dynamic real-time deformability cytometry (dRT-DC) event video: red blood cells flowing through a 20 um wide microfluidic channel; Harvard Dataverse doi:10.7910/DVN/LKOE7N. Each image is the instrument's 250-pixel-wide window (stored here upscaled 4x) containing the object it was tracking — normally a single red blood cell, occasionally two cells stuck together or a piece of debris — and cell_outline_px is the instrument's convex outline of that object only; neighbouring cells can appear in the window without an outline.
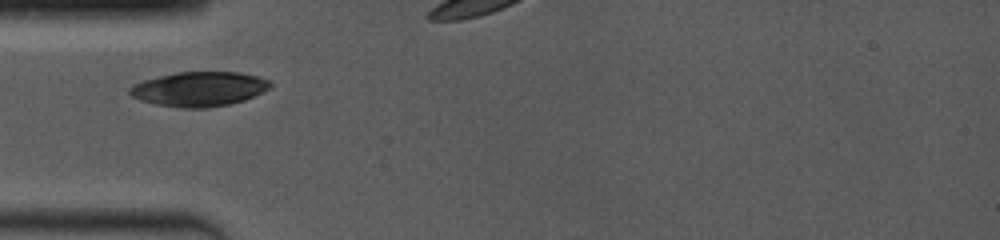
{"species": "common noctule bat (a hibernating species)", "species_latin": "Nyctalus noctula", "temperature_condition": "room temperature", "stored_images_in_passage": 22, "camera_frame_rate_fps": 4000, "um_per_image_px": 0.085, "animal": {"sex": "female", "body_mass_g": 19.0, "forearm_length_mm": 53.3}, "frame": {"image": 1, "passage_image": 1, "time_ms": 0.0, "image_size_px": [1000, 240], "cell_outline_px": [[272, 84], [264, 92], [244, 100], [228, 104], [208, 108], [180, 108], [156, 104], [140, 100], [132, 96], [128, 92], [128, 88], [132, 84], [144, 80], [176, 72], [240, 72], [256, 76], [268, 80]], "centroid_in_image_um": [16.9, 7.57], "position_along_channel_um": 68.1, "area_um2": 28.32}}
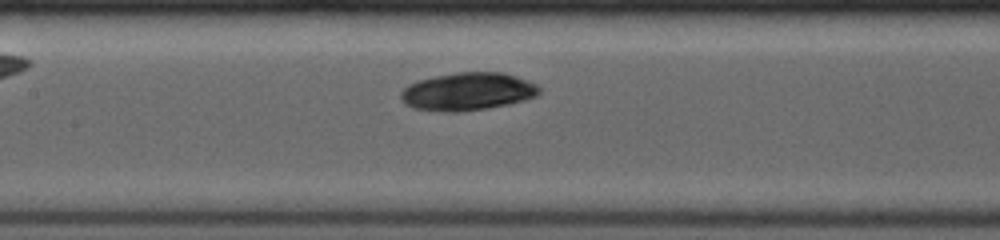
{"frame": {"image": 2, "passage_image": 8, "time_ms": 2.5, "image_size_px": [1000, 240], "cell_outline_px": [[540, 92], [536, 96], [524, 100], [508, 104], [488, 108], [460, 112], [444, 112], [412, 108], [404, 104], [400, 100], [400, 92], [408, 84], [416, 80], [456, 72], [504, 72], [516, 76], [536, 84], [540, 88]], "centroid_in_image_um": [39.71, 7.78], "position_along_channel_um": 167.7, "area_um2": 30.81}}
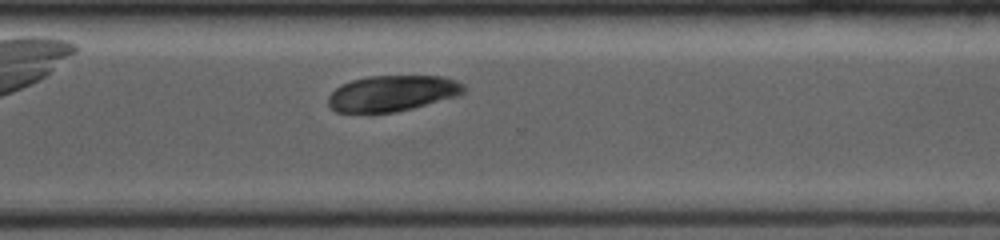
{"frame": {"image": 3, "passage_image": 18, "time_ms": 6.75, "image_size_px": [1000, 240], "cell_outline_px": [[468, 88], [460, 96], [396, 112], [336, 112], [328, 104], [328, 96], [340, 84], [352, 80], [368, 76], [444, 76], [456, 80], [464, 84]], "centroid_in_image_um": [33.39, 7.92], "position_along_channel_um": 337.2, "area_um2": 28.55}}